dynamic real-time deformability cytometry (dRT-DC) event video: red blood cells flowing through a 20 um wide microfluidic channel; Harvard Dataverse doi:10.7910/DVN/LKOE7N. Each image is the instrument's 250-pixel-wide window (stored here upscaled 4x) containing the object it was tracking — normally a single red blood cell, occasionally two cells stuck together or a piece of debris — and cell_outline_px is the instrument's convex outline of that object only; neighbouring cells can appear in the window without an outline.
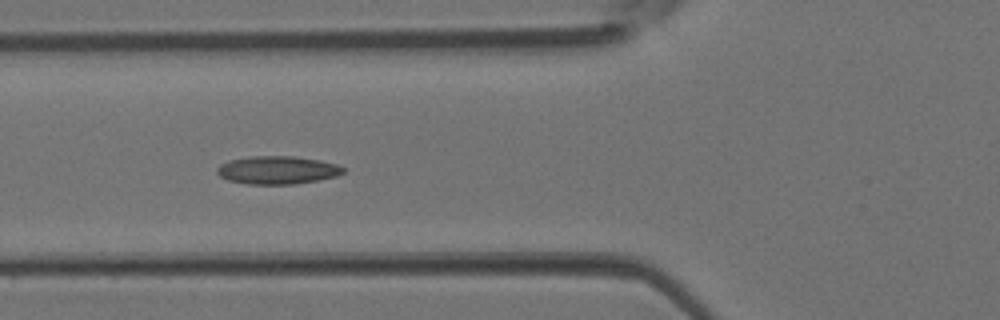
{"species": "Egyptian fruit bat (a non-hibernating species)", "species_latin": "Rousettus aegyptiacus", "temperature_condition": "room temperature", "stored_images_in_passage": 39, "camera_frame_rate_fps": 3000, "um_per_image_px": 0.085, "animal": {"sex": "female"}, "frame": {"image": 1, "passage_image": 12, "time_ms": 3.667, "image_size_px": [1000, 320], "cell_outline_px": [[344, 172], [336, 176], [316, 180], [292, 184], [248, 184], [228, 180], [220, 176], [216, 172], [216, 168], [220, 164], [228, 160], [248, 156], [292, 156], [320, 160], [336, 164], [344, 168]], "centroid_in_image_um": [23.53, 14.45], "position_along_channel_um": 102.3, "area_um2": 20.58}}
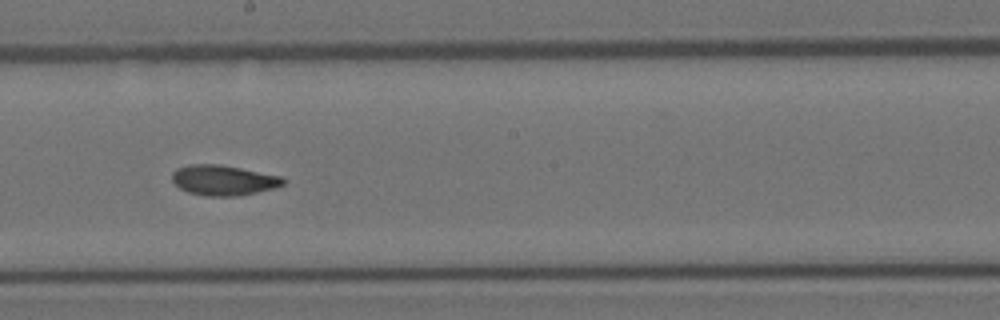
{"frame": {"image": 2, "passage_image": 20, "time_ms": 6.333, "image_size_px": [1000, 320], "cell_outline_px": [[288, 180], [284, 184], [272, 188], [256, 192], [236, 196], [204, 196], [188, 192], [180, 188], [172, 180], [172, 172], [176, 168], [188, 164], [220, 164], [280, 176]], "centroid_in_image_um": [18.96, 15.31], "position_along_channel_um": 229.2, "area_um2": 19.54}}
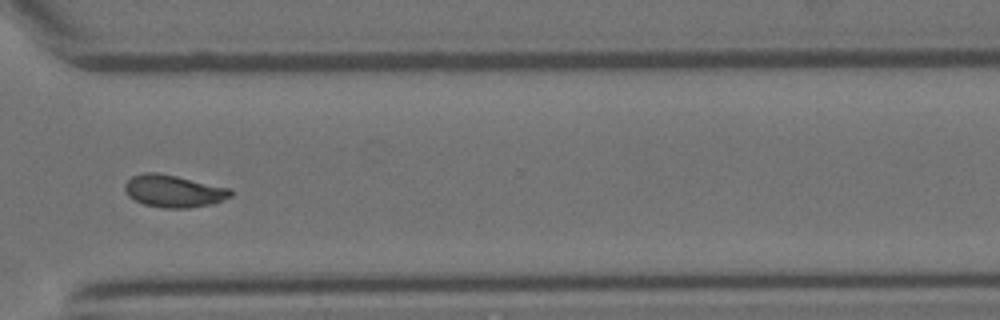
{"frame": {"image": 3, "passage_image": 28, "time_ms": 9.0, "image_size_px": [1000, 320], "cell_outline_px": [[232, 196], [212, 204], [188, 208], [164, 208], [144, 204], [128, 196], [124, 192], [124, 184], [132, 176], [144, 172], [156, 172], [176, 176], [232, 188]], "centroid_in_image_um": [14.76, 16.24], "position_along_channel_um": 355.8, "area_um2": 20.0}}